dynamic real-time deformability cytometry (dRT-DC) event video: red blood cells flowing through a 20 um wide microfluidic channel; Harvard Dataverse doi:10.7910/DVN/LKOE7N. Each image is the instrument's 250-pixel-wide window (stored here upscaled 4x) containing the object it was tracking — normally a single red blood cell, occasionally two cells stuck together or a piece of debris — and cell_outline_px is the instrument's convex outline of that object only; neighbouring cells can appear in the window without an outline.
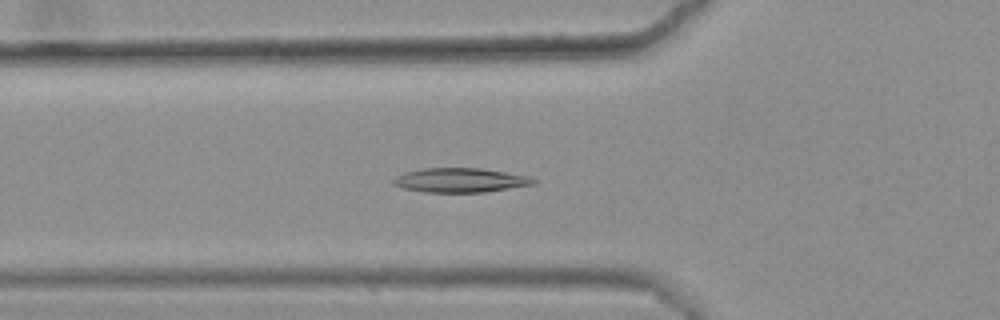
{"species": "common noctule bat (a hibernating species)", "species_latin": "Nyctalus noctula", "temperature_condition": "warm", "stored_images_in_passage": 43, "camera_frame_rate_fps": 3000, "um_per_image_px": 0.085, "animal": {"sex": "female", "body_mass_g": 25.1}, "frame": {"image": 1, "passage_image": 19, "time_ms": 6.0, "image_size_px": [1000, 320], "cell_outline_px": [[536, 184], [484, 192], [424, 192], [404, 188], [392, 184], [392, 180], [396, 176], [404, 172], [424, 168], [480, 168], [532, 176], [536, 180]], "centroid_in_image_um": [39.14, 15.31], "position_along_channel_um": 86.7, "area_um2": 19.94}}
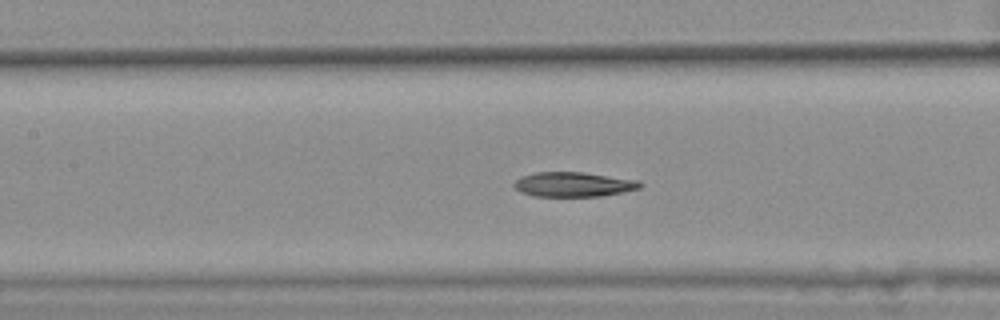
{"frame": {"image": 2, "passage_image": 25, "time_ms": 8.0, "image_size_px": [1000, 320], "cell_outline_px": [[644, 184], [640, 188], [624, 192], [600, 196], [532, 196], [520, 192], [512, 184], [520, 176], [536, 172], [584, 172], [640, 180]], "centroid_in_image_um": [48.76, 15.67], "position_along_channel_um": 158.6, "area_um2": 18.32}}
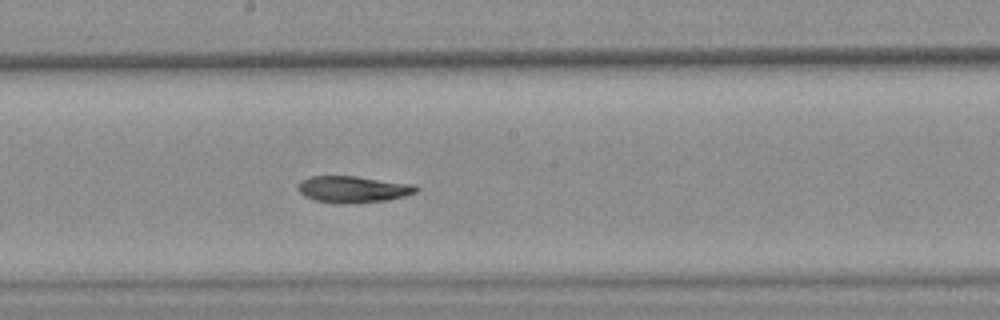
{"frame": {"image": 3, "passage_image": 30, "time_ms": 9.667, "image_size_px": [1000, 320], "cell_outline_px": [[420, 188], [416, 192], [404, 196], [388, 200], [356, 204], [340, 204], [316, 200], [304, 196], [296, 188], [300, 180], [312, 176], [356, 176], [416, 184]], "centroid_in_image_um": [30.03, 16.09], "position_along_channel_um": 218.2, "area_um2": 18.67}, "authors_computed_cell_mechanics": {"area_um2": 19.1896, "velocity_mm_per_s": 3.5902, "shape_relaxation_time_tau1_ms": null, "shape_relaxation_time_tau2_ms": 4.6967, "deformation_change_tau1": null, "deformation_change_tau2": 0.0975}}